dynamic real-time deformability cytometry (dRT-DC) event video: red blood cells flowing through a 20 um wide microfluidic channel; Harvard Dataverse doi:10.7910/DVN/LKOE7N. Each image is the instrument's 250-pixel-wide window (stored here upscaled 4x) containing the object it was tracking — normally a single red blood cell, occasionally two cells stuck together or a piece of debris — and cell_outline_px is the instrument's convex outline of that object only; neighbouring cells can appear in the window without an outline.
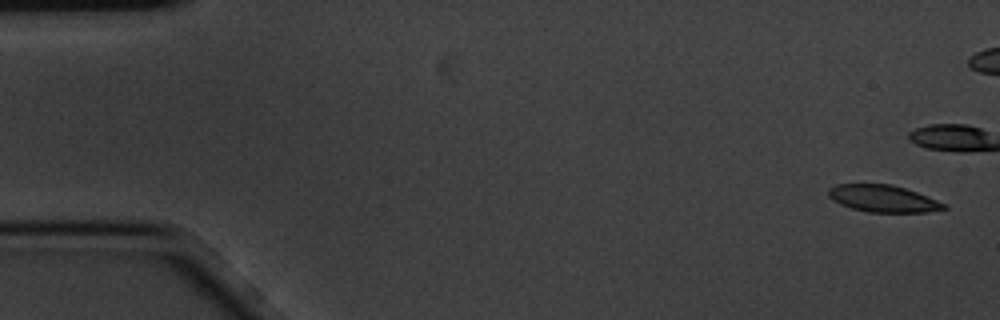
{"species": "common noctule bat (a hibernating species)", "species_latin": "Nyctalus noctula", "temperature_condition": "cold", "stored_images_in_passage": 6, "camera_frame_rate_fps": 3000, "um_per_image_px": 0.085, "animal": {"sex": "male", "body_mass_g": 20.1, "forearm_length_mm": 53.5}, "frame": {"image": 1, "passage_image": 1, "time_ms": 0.0, "image_size_px": [1000, 320], "cell_outline_px": [[948, 208], [928, 212], [868, 212], [852, 208], [840, 204], [832, 200], [828, 196], [828, 188], [836, 184], [892, 184], [916, 192], [936, 200], [944, 204]], "centroid_in_image_um": [75.02, 16.88], "position_along_channel_um": 10.0, "area_um2": 18.03}}